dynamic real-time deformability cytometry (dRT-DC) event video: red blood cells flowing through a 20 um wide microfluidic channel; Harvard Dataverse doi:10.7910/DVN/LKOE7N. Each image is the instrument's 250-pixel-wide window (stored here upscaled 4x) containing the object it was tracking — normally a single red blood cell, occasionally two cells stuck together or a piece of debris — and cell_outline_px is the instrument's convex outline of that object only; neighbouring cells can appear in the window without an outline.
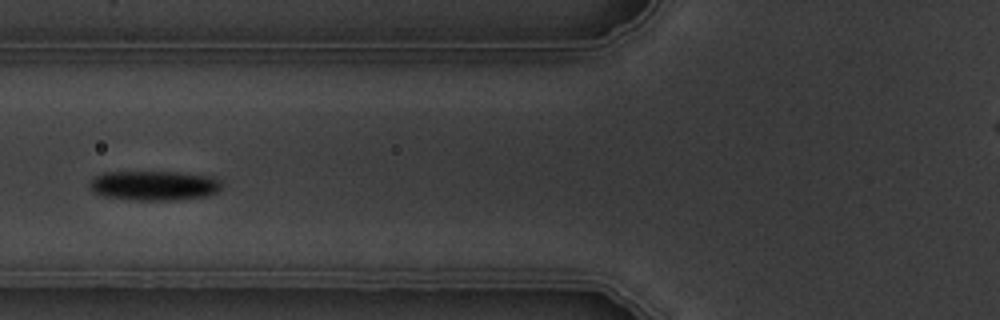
{"species": "common noctule bat (a hibernating species)", "species_latin": "Nyctalus noctula", "temperature_condition": "warm", "stored_images_in_passage": 4, "camera_frame_rate_fps": 3000, "um_per_image_px": 0.085, "animal": {"sex": "male", "body_mass_g": 19.5, "forearm_length_mm": 54.6}, "frame": {"image": 1, "passage_image": 4, "time_ms": 3.333, "image_size_px": [1000, 320], "cell_outline_px": [[224, 184], [216, 192], [208, 196], [176, 200], [128, 200], [104, 196], [92, 192], [88, 188], [88, 184], [96, 176], [104, 172], [180, 172], [212, 176], [220, 180]], "centroid_in_image_um": [13.1, 15.78], "position_along_channel_um": 112.7, "area_um2": 23.18}}